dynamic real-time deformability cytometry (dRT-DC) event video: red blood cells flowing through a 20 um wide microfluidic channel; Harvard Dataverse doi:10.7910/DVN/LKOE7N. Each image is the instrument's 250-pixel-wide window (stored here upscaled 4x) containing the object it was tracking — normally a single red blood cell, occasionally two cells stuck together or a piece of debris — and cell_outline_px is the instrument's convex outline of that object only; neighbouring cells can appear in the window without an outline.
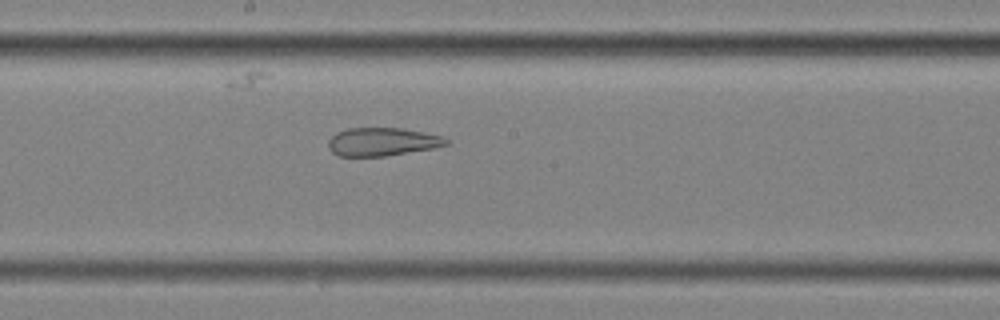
{"species": "common noctule bat (a hibernating species)", "species_latin": "Nyctalus noctula", "temperature_condition": "cold", "stored_images_in_passage": 50, "segment_of_instrument_passage": [2, 2], "camera_frame_rate_fps": 3000, "um_per_image_px": 0.085, "animal": {"sex": "female", "body_mass_g": 25.1}, "frame": {"image": 1, "passage_image": 24, "time_ms": 7.667, "image_size_px": [1000, 320], "cell_outline_px": [[452, 144], [432, 148], [384, 156], [340, 156], [332, 152], [328, 148], [328, 140], [336, 132], [348, 128], [404, 128], [424, 132], [440, 136], [448, 140]], "centroid_in_image_um": [32.48, 12.04], "position_along_channel_um": 215.7, "area_um2": 19.36}}
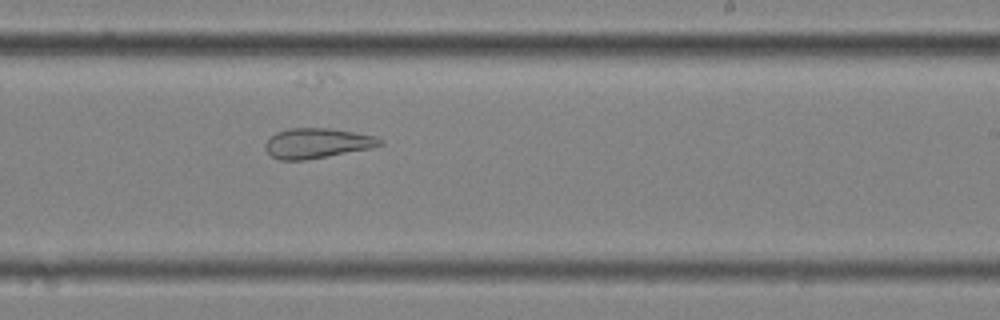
{"frame": {"image": 2, "passage_image": 28, "time_ms": 9.0, "image_size_px": [1000, 320], "cell_outline_px": [[384, 144], [372, 148], [304, 160], [276, 160], [264, 148], [264, 144], [276, 132], [288, 128], [328, 128], [376, 136], [384, 140]], "centroid_in_image_um": [26.95, 12.17], "position_along_channel_um": 262.0, "area_um2": 20.06}}
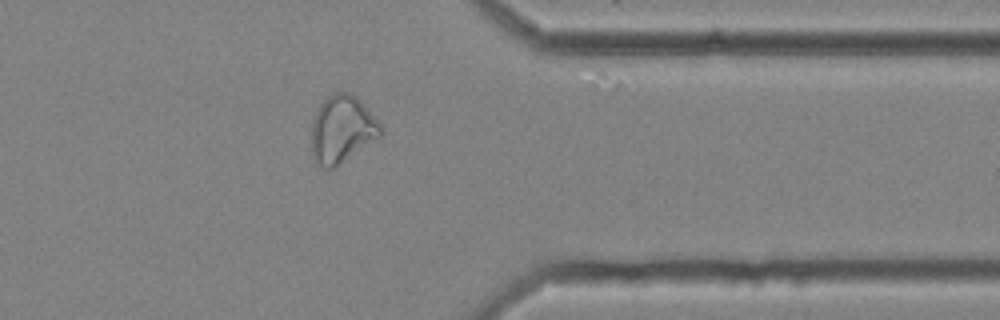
{"frame": {"image": 3, "passage_image": 39, "time_ms": 12.667, "image_size_px": [1000, 320], "cell_outline_px": [[384, 132], [380, 136], [332, 168], [324, 168], [312, 160], [312, 120], [320, 104], [328, 96], [336, 92], [352, 92], [364, 104], [380, 124]], "centroid_in_image_um": [29.05, 10.96], "position_along_channel_um": 382.3, "area_um2": 26.82}}